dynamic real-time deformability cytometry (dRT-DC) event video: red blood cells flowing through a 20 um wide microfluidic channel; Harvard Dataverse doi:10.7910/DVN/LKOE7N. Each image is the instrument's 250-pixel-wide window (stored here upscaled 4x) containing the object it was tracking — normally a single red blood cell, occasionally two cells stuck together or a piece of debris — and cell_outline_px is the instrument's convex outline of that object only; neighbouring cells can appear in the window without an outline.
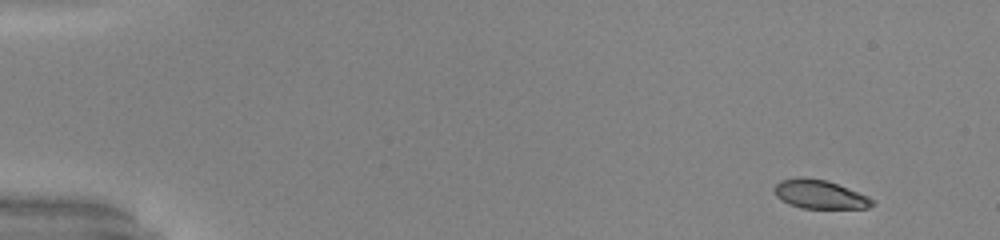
{"species": "common noctule bat (a hibernating species)", "species_latin": "Nyctalus noctula", "temperature_condition": "warm", "stored_images_in_passage": 49, "camera_frame_rate_fps": 3000, "um_per_image_px": 0.085, "animal": {"sex": "male", "body_mass_g": 20.0, "forearm_length_mm": 53.3}, "frame": {"image": 1, "passage_image": 1, "time_ms": 0.0, "image_size_px": [1000, 240], "cell_outline_px": [[876, 204], [868, 208], [800, 208], [788, 204], [780, 200], [776, 196], [772, 188], [780, 180], [800, 176], [824, 180], [836, 184], [868, 196]], "centroid_in_image_um": [69.62, 16.52], "position_along_channel_um": 15.4, "area_um2": 16.42}}
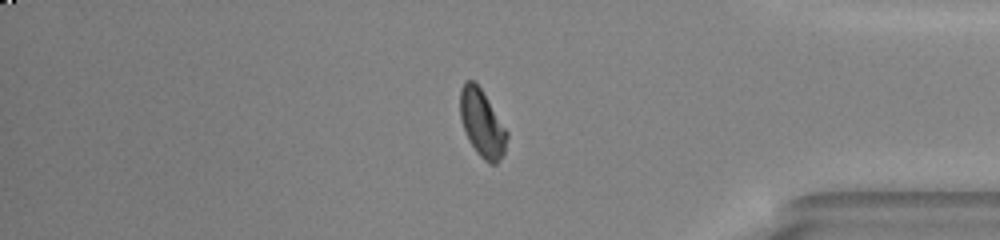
{"frame": {"image": 2, "passage_image": 41, "time_ms": 13.333, "image_size_px": [1000, 240], "cell_outline_px": [[508, 136], [504, 152], [496, 164], [488, 164], [476, 152], [468, 140], [464, 132], [460, 116], [460, 88], [464, 80], [472, 80], [480, 88], [508, 132]], "centroid_in_image_um": [40.95, 10.5], "position_along_channel_um": 394.3, "area_um2": 18.26}}
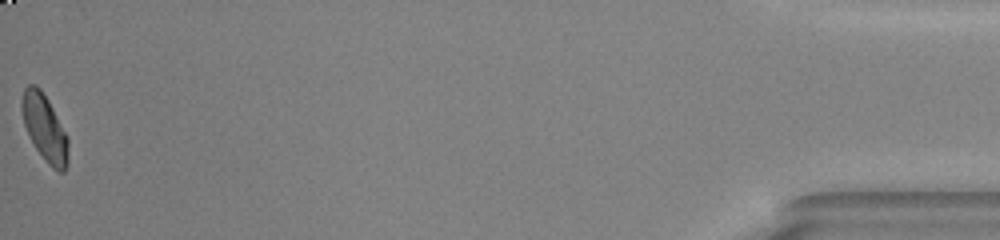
{"frame": {"image": 3, "passage_image": 49, "time_ms": 16.0, "image_size_px": [1000, 240], "cell_outline_px": [[68, 164], [64, 172], [60, 172], [52, 168], [36, 148], [24, 124], [20, 108], [20, 104], [24, 88], [28, 84], [36, 84], [40, 88], [48, 100], [68, 136]], "centroid_in_image_um": [3.8, 10.84], "position_along_channel_um": 431.4, "area_um2": 17.98}, "authors_computed_cell_mechanics": {"area_um2": 18.0914, "velocity_mm_per_s": 4.049, "shape_relaxation_time_tau1_ms": 4.1218, "shape_relaxation_time_tau2_ms": 1.3327, "deformation_change_tau1": 0.1476, "deformation_change_tau2": 0.0499}}